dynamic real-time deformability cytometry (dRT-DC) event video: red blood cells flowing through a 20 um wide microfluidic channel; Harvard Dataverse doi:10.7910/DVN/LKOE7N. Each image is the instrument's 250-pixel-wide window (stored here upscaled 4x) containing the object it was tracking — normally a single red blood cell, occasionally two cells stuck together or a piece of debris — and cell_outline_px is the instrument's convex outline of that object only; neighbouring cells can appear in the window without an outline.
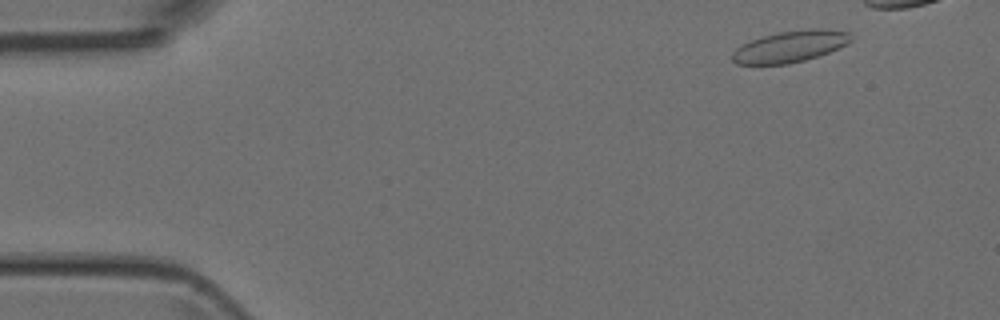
{"species": "Egyptian fruit bat (a non-hibernating species)", "species_latin": "Rousettus aegyptiacus", "temperature_condition": "room temperature", "stored_images_in_passage": 4, "camera_frame_rate_fps": 3000, "um_per_image_px": 0.085, "animal": {"sex": "female"}, "frame": {"image": 1, "passage_image": 1, "time_ms": 0.0, "image_size_px": [1000, 320], "cell_outline_px": [[852, 40], [848, 44], [840, 48], [804, 60], [788, 64], [736, 64], [732, 60], [732, 52], [736, 48], [752, 40], [764, 36], [780, 32], [820, 28], [848, 32], [852, 36]], "centroid_in_image_um": [67.18, 3.96], "position_along_channel_um": 17.8, "area_um2": 21.44}}